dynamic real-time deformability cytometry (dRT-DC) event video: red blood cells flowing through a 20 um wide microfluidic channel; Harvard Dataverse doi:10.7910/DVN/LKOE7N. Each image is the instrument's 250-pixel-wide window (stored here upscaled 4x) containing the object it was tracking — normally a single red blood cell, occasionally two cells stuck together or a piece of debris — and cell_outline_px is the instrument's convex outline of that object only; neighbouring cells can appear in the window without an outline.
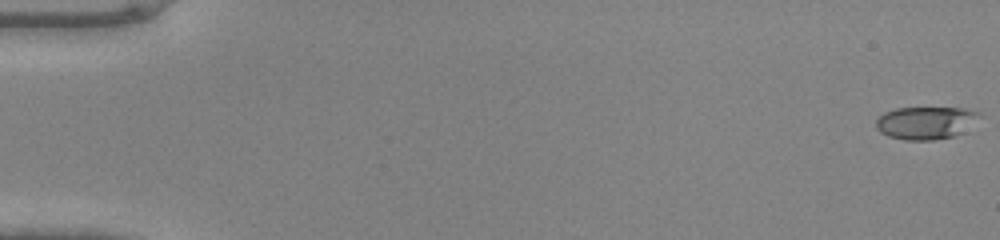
{"species": "common noctule bat (a hibernating species)", "species_latin": "Nyctalus noctula", "temperature_condition": "warm", "stored_images_in_passage": 49, "camera_frame_rate_fps": 3000, "um_per_image_px": 0.085, "animal": {"sex": "male", "body_mass_g": 20.0, "forearm_length_mm": 53.3}, "frame": {"image": 1, "passage_image": 1, "time_ms": 0.0, "image_size_px": [1000, 240], "cell_outline_px": [[984, 116], [956, 136], [932, 140], [904, 140], [888, 136], [880, 132], [876, 128], [876, 120], [884, 112], [896, 108], [964, 108], [980, 112]], "centroid_in_image_um": [78.72, 10.43], "position_along_channel_um": 6.3, "area_um2": 19.88}}
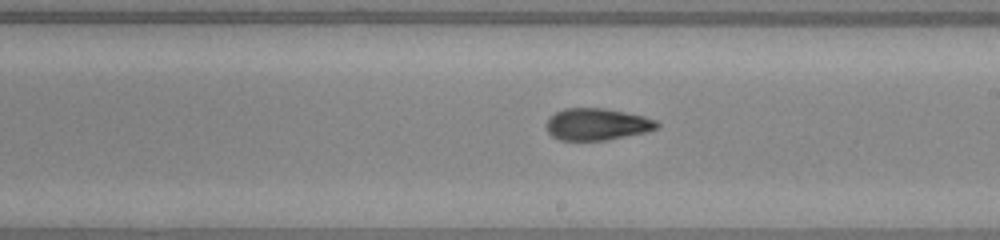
{"frame": {"image": 2, "passage_image": 29, "time_ms": 9.333, "image_size_px": [1000, 240], "cell_outline_px": [[660, 128], [648, 132], [608, 140], [560, 140], [552, 136], [548, 132], [548, 116], [564, 108], [604, 108], [644, 116], [656, 120], [660, 124]], "centroid_in_image_um": [50.79, 10.56], "position_along_channel_um": 238.2, "area_um2": 20.69}}
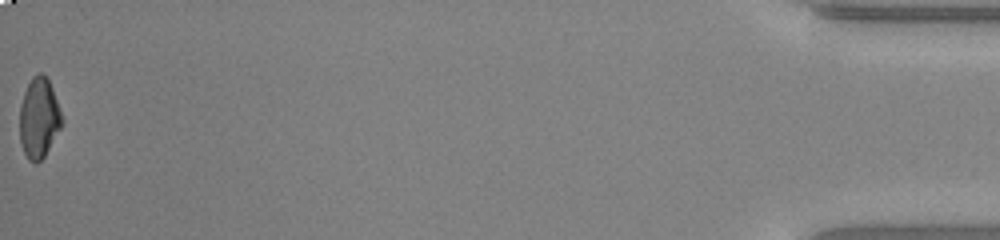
{"frame": {"image": 3, "passage_image": 49, "time_ms": 16.0, "image_size_px": [1000, 240], "cell_outline_px": [[64, 124], [44, 156], [36, 164], [28, 160], [24, 152], [20, 140], [20, 104], [24, 92], [32, 76], [40, 72], [48, 80], [52, 88], [64, 120]], "centroid_in_image_um": [3.32, 10.05], "position_along_channel_um": 431.9, "area_um2": 19.77}}